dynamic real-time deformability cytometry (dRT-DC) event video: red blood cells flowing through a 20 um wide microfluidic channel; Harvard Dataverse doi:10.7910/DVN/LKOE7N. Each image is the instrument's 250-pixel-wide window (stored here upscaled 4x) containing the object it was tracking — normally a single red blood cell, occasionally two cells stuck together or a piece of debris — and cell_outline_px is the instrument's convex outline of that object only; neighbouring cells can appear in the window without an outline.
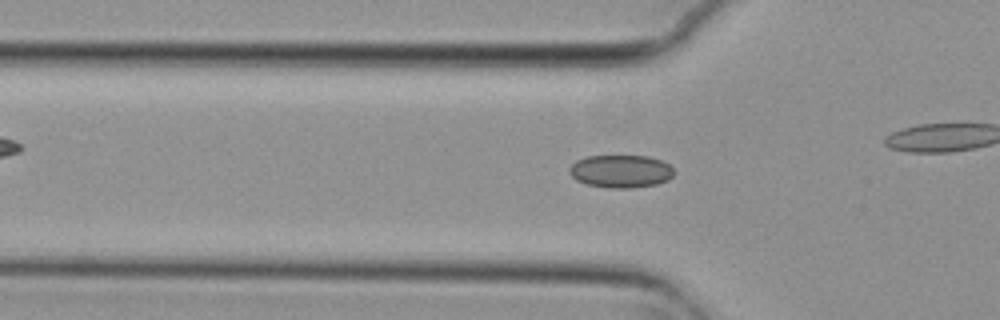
{"species": "common noctule bat (a hibernating species)", "species_latin": "Nyctalus noctula", "temperature_condition": "cold", "stored_images_in_passage": 42, "camera_frame_rate_fps": 3000, "um_per_image_px": 0.085, "animal": {"sex": "female", "body_mass_g": 29.2, "forearm_length_mm": 56.3}, "frame": {"image": 1, "passage_image": 17, "time_ms": 5.333, "image_size_px": [1000, 320], "cell_outline_px": [[676, 172], [668, 180], [656, 184], [632, 188], [608, 188], [588, 184], [576, 180], [568, 172], [568, 168], [576, 160], [588, 156], [648, 156], [660, 160], [668, 164]], "centroid_in_image_um": [52.76, 14.56], "position_along_channel_um": 73.0, "area_um2": 20.06}}
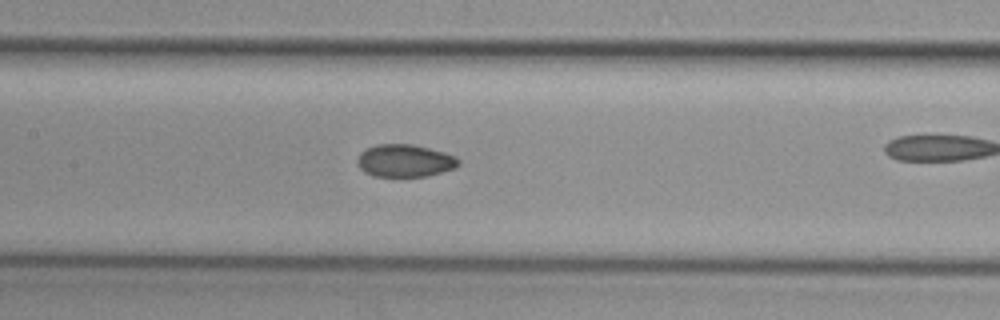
{"frame": {"image": 2, "passage_image": 25, "time_ms": 8.0, "image_size_px": [1000, 320], "cell_outline_px": [[460, 164], [456, 168], [428, 176], [372, 176], [364, 172], [356, 164], [356, 160], [360, 152], [376, 144], [412, 144], [444, 152], [456, 156], [460, 160]], "centroid_in_image_um": [34.41, 13.66], "position_along_channel_um": 173.0, "area_um2": 19.36}}
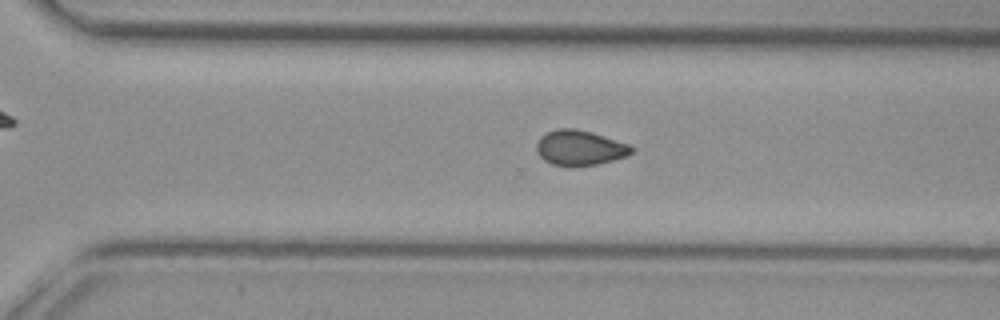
{"frame": {"image": 3, "passage_image": 37, "time_ms": 12.0, "image_size_px": [1000, 320], "cell_outline_px": [[636, 148], [628, 156], [596, 164], [572, 168], [552, 164], [544, 160], [536, 152], [536, 144], [540, 136], [556, 128], [572, 128], [592, 132], [632, 144]], "centroid_in_image_um": [49.3, 12.57], "position_along_channel_um": 321.3, "area_um2": 19.94}}